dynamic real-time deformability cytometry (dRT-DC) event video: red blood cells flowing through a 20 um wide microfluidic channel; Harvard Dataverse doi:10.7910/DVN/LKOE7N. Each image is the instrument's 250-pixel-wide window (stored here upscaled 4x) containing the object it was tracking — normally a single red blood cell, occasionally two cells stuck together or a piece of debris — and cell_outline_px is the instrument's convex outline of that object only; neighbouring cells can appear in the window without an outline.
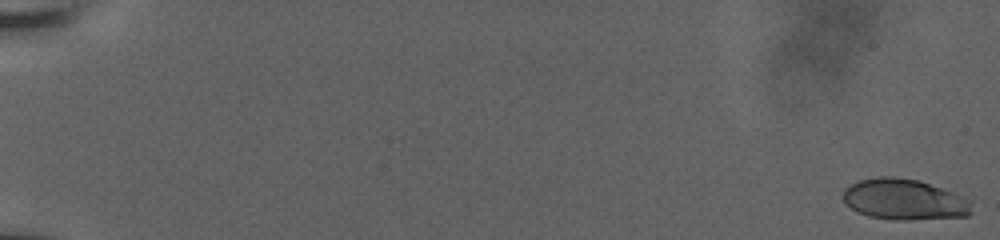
{"species": "human", "species_latin": "Homo sapiens", "temperature_condition": "room temperature", "stored_images_in_passage": 13, "camera_frame_rate_fps": 3000, "um_per_image_px": 0.085, "donor": {"sex": "male"}, "frame": {"image": 1, "passage_image": 1, "time_ms": 0.0, "image_size_px": [1000, 240], "cell_outline_px": [[972, 212], [968, 216], [908, 220], [892, 220], [868, 216], [856, 212], [844, 204], [844, 188], [860, 180], [880, 176], [892, 176], [916, 180], [964, 196], [972, 200]], "centroid_in_image_um": [76.86, 16.97], "position_along_channel_um": 8.1, "area_um2": 30.75}}